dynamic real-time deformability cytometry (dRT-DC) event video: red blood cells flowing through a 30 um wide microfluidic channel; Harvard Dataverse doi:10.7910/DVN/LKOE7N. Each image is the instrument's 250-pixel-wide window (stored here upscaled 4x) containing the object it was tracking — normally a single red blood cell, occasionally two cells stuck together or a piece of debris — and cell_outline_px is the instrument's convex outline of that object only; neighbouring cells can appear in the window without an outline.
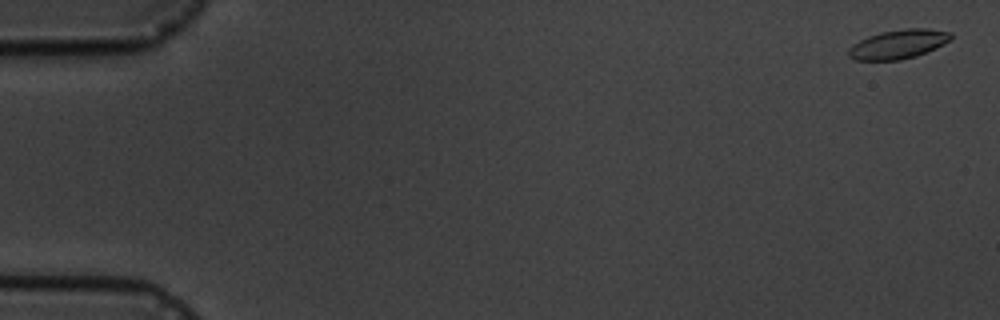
{"species": "common noctule bat (a hibernating species)", "species_latin": "Nyctalus noctula", "temperature_condition": "cold", "stored_images_in_passage": 6, "camera_frame_rate_fps": 3000, "um_per_image_px": 0.085, "animal": {"sex": "male", "body_mass_g": 19.5, "forearm_length_mm": 54.6}, "frame": {"image": 1, "passage_image": 1, "time_ms": 0.0, "image_size_px": [1000, 320], "cell_outline_px": [[952, 40], [936, 48], [916, 56], [900, 60], [856, 60], [848, 56], [848, 48], [860, 40], [868, 36], [880, 32], [904, 28], [928, 28], [952, 32]], "centroid_in_image_um": [76.39, 3.74], "position_along_channel_um": 8.6, "area_um2": 17.51}}
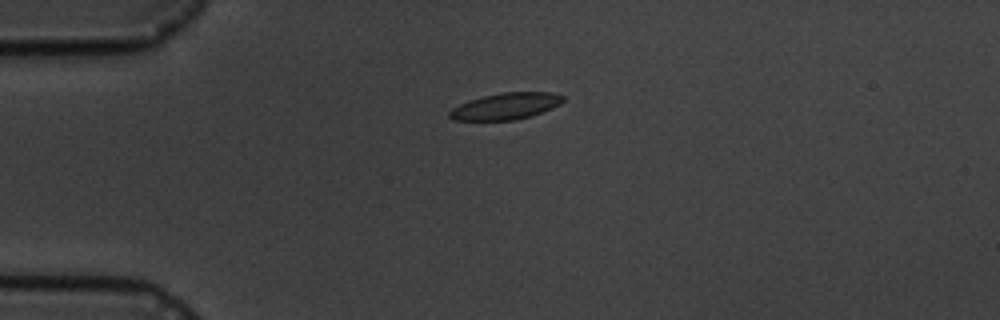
{"frame": {"image": 2, "passage_image": 4, "time_ms": 4.333, "image_size_px": [1000, 320], "cell_outline_px": [[564, 100], [560, 104], [552, 108], [516, 120], [452, 120], [448, 116], [448, 112], [452, 108], [468, 100], [500, 92], [552, 92], [564, 96]], "centroid_in_image_um": [42.96, 9.02], "position_along_channel_um": 42.0, "area_um2": 17.51}}
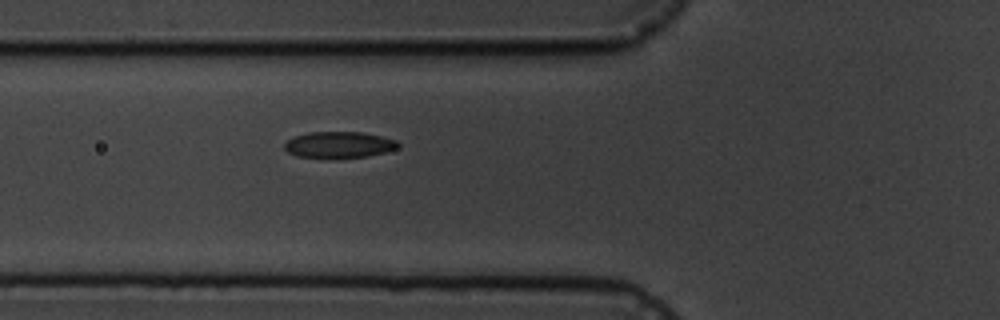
{"frame": {"image": 3, "passage_image": 6, "time_ms": 6.667, "image_size_px": [1000, 320], "cell_outline_px": [[400, 144], [396, 148], [384, 152], [368, 156], [336, 160], [320, 160], [296, 156], [288, 152], [284, 148], [284, 144], [292, 136], [308, 132], [364, 132], [396, 140]], "centroid_in_image_um": [28.74, 12.34], "position_along_channel_um": 97.1, "area_um2": 18.15}}